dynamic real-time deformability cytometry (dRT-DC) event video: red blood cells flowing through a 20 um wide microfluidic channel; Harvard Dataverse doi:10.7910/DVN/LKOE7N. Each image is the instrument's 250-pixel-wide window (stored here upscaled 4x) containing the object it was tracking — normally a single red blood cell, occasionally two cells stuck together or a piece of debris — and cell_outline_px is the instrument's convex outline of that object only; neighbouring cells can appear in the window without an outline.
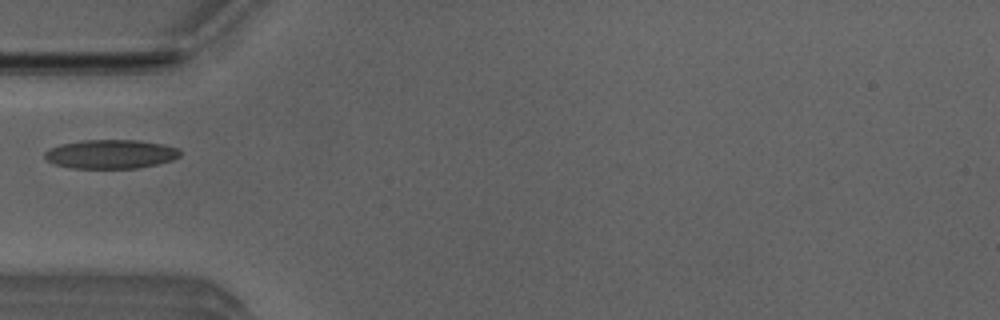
{"species": "Egyptian fruit bat (a non-hibernating species)", "species_latin": "Rousettus aegyptiacus", "temperature_condition": "room temperature", "stored_images_in_passage": 4, "camera_frame_rate_fps": 3000, "um_per_image_px": 0.085, "animal": {"sex": "male"}, "frame": {"image": 1, "passage_image": 4, "time_ms": 1.0, "image_size_px": [1000, 320], "cell_outline_px": [[180, 156], [172, 160], [156, 164], [136, 168], [68, 168], [56, 164], [48, 160], [44, 156], [44, 152], [48, 148], [60, 144], [84, 140], [136, 140], [164, 144], [180, 148]], "centroid_in_image_um": [9.41, 13.09], "position_along_channel_um": 75.6, "area_um2": 22.89}}